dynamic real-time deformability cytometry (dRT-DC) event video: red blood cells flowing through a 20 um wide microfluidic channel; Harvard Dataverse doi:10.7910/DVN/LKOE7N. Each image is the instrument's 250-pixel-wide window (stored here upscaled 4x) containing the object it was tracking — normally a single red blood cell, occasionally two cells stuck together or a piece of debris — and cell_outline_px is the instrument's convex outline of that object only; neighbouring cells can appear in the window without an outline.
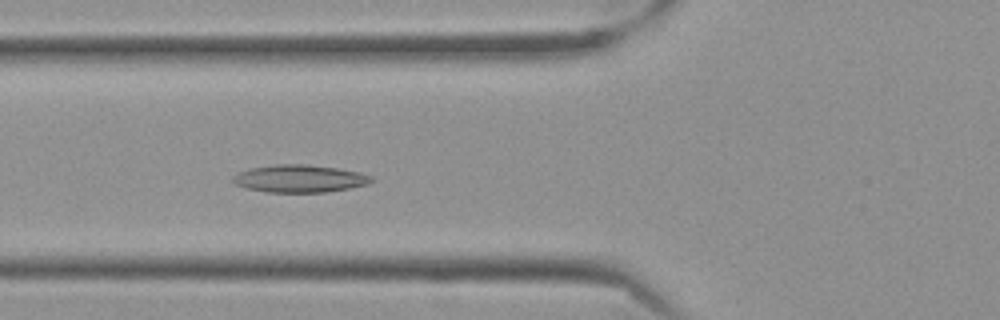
{"species": "Egyptian fruit bat (a non-hibernating species)", "species_latin": "Rousettus aegyptiacus", "temperature_condition": "cold", "stored_images_in_passage": 58, "camera_frame_rate_fps": 3000, "um_per_image_px": 0.085, "frame": {"image": 1, "passage_image": 22, "time_ms": 7.0, "image_size_px": [1000, 320], "cell_outline_px": [[372, 180], [368, 184], [328, 192], [264, 192], [248, 188], [236, 184], [232, 180], [232, 176], [248, 168], [276, 164], [304, 164], [336, 168], [360, 172], [372, 176]], "centroid_in_image_um": [25.45, 15.18], "position_along_channel_um": 100.4, "area_um2": 22.14}}
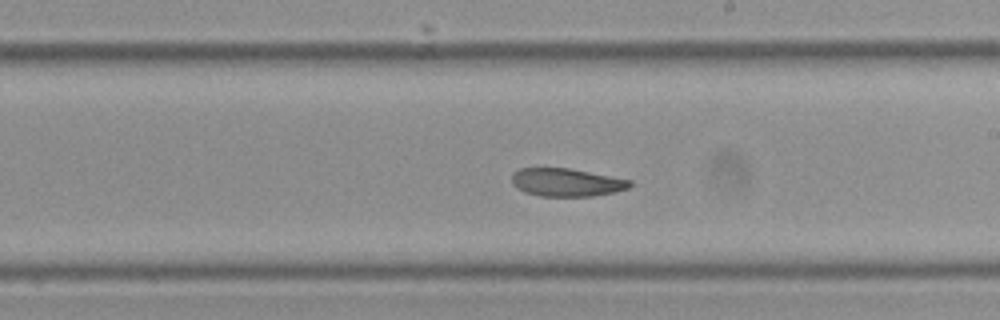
{"frame": {"image": 2, "passage_image": 34, "time_ms": 11.0, "image_size_px": [1000, 320], "cell_outline_px": [[632, 184], [628, 188], [612, 192], [592, 196], [540, 196], [524, 192], [516, 188], [512, 184], [512, 176], [520, 168], [568, 168], [632, 180]], "centroid_in_image_um": [48.13, 15.5], "position_along_channel_um": 240.9, "area_um2": 19.13}}
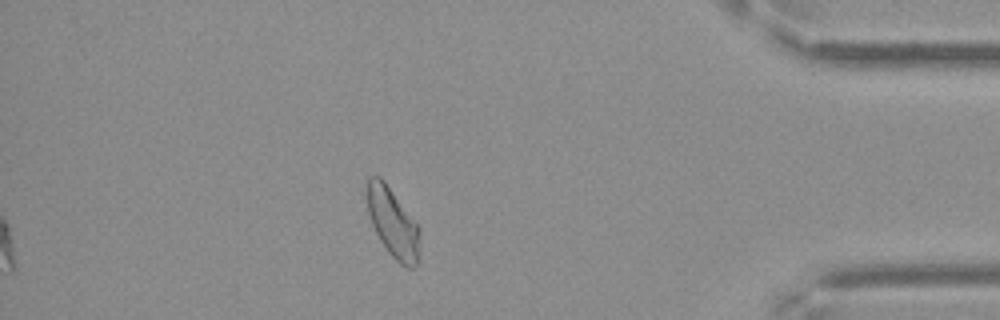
{"frame": {"image": 3, "passage_image": 51, "time_ms": 16.667, "image_size_px": [1000, 320], "cell_outline_px": [[420, 236], [416, 268], [408, 268], [400, 264], [388, 252], [380, 240], [372, 224], [368, 212], [368, 180], [372, 176], [380, 176], [384, 180], [420, 228]], "centroid_in_image_um": [33.41, 18.97], "position_along_channel_um": 401.8, "area_um2": 20.92}, "authors_computed_cell_mechanics": {"area_um2": 21.7328, "velocity_mm_per_s": 3.4962, "shape_relaxation_time_tau1_ms": null, "shape_relaxation_time_tau2_ms": 6.4499, "deformation_change_tau1": null, "deformation_change_tau2": 0.1126}}